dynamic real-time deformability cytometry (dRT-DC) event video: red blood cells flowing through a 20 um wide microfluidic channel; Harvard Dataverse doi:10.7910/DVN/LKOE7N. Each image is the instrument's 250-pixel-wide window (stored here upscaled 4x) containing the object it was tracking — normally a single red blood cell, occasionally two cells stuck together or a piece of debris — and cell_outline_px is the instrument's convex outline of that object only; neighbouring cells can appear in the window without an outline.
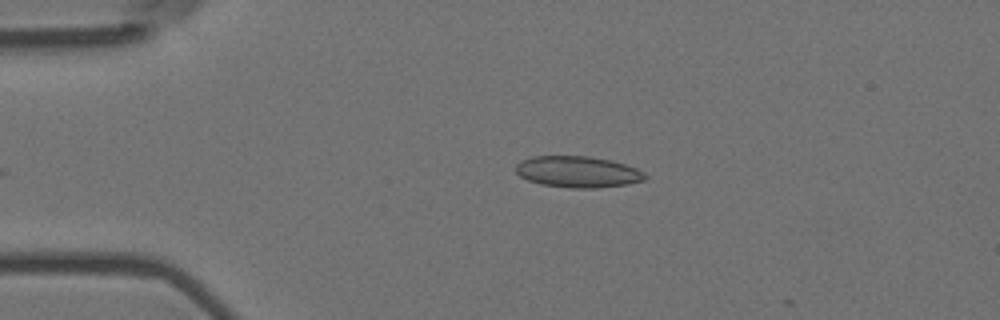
{"species": "Egyptian fruit bat (a non-hibernating species)", "species_latin": "Rousettus aegyptiacus", "temperature_condition": "room temperature", "stored_images_in_passage": 4, "camera_frame_rate_fps": 3000, "um_per_image_px": 0.085, "animal": {"sex": "female"}, "frame": {"image": 1, "passage_image": 4, "time_ms": 1.0, "image_size_px": [1000, 320], "cell_outline_px": [[648, 176], [644, 180], [628, 184], [596, 188], [572, 188], [540, 184], [528, 180], [520, 176], [516, 172], [516, 164], [520, 160], [532, 156], [588, 156], [612, 160], [636, 168], [644, 172]], "centroid_in_image_um": [49.11, 14.6], "position_along_channel_um": 35.9, "area_um2": 23.7}}